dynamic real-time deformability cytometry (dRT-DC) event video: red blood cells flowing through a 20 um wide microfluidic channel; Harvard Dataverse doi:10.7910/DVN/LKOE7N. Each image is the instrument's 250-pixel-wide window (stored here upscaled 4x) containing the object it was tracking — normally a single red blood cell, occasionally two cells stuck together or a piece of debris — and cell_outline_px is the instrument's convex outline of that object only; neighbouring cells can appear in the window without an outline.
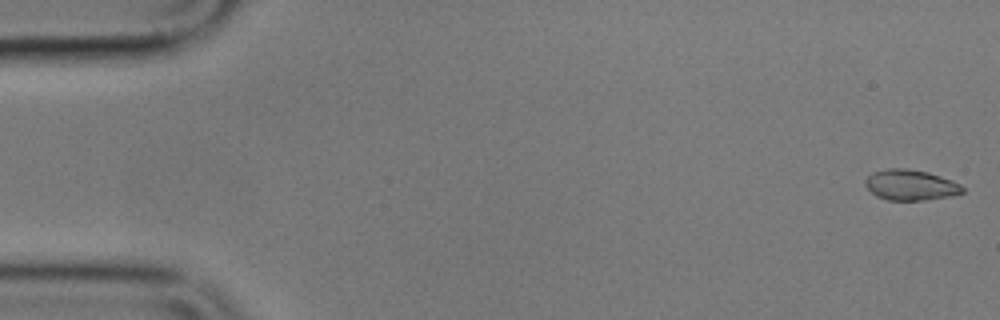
{"species": "common noctule bat (a hibernating species)", "species_latin": "Nyctalus noctula", "temperature_condition": "cold", "stored_images_in_passage": 6, "camera_frame_rate_fps": 3000, "um_per_image_px": 0.085, "animal": {"sex": "male", "body_mass_g": 17.9}, "frame": {"image": 1, "passage_image": 1, "time_ms": 0.0, "image_size_px": [1000, 320], "cell_outline_px": [[964, 192], [952, 196], [924, 200], [888, 200], [876, 196], [864, 184], [864, 180], [872, 172], [888, 168], [904, 168], [928, 172], [952, 180], [960, 184], [964, 188]], "centroid_in_image_um": [77.4, 15.72], "position_along_channel_um": 7.6, "area_um2": 17.4}}
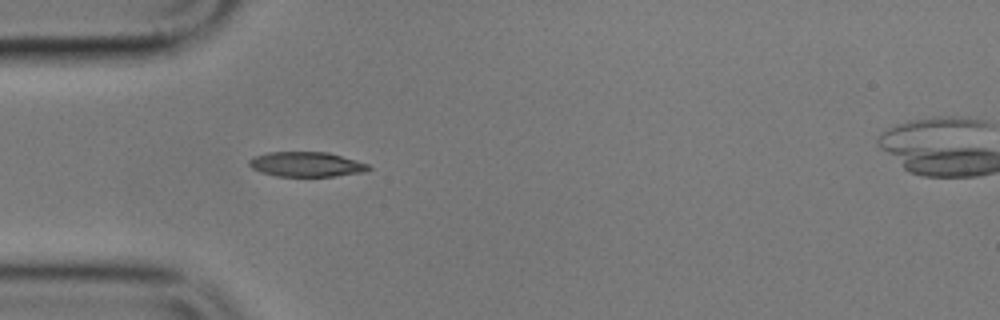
{"frame": {"image": 2, "passage_image": 5, "time_ms": 5.333, "image_size_px": [1000, 320], "cell_outline_px": [[372, 168], [364, 172], [336, 176], [276, 176], [260, 172], [252, 168], [248, 164], [248, 160], [252, 156], [268, 152], [328, 152], [356, 160], [368, 164]], "centroid_in_image_um": [26.02, 13.96], "position_along_channel_um": 59.0, "area_um2": 17.4}}